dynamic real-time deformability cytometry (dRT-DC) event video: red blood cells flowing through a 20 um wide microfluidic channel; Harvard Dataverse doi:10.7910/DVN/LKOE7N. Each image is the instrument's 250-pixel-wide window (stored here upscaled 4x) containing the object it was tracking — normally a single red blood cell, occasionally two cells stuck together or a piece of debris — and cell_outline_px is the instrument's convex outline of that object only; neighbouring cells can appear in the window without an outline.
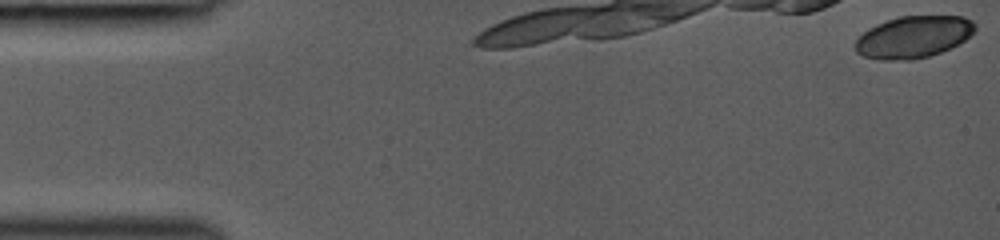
{"species": "common noctule bat (a hibernating species)", "species_latin": "Nyctalus noctula", "temperature_condition": "room temperature", "stored_images_in_passage": 7, "camera_frame_rate_fps": 3000, "um_per_image_px": 0.085, "animal": {"sex": "female", "body_mass_g": 19.0, "forearm_length_mm": 53.3}, "frame": {"image": 1, "passage_image": 1, "time_ms": 0.0, "image_size_px": [1000, 240], "cell_outline_px": [[976, 28], [964, 40], [940, 52], [928, 56], [912, 60], [880, 60], [864, 56], [856, 52], [856, 40], [868, 28], [876, 24], [900, 16], [964, 16], [972, 20], [976, 24]], "centroid_in_image_um": [77.63, 3.13], "position_along_channel_um": 7.4, "area_um2": 29.02}}